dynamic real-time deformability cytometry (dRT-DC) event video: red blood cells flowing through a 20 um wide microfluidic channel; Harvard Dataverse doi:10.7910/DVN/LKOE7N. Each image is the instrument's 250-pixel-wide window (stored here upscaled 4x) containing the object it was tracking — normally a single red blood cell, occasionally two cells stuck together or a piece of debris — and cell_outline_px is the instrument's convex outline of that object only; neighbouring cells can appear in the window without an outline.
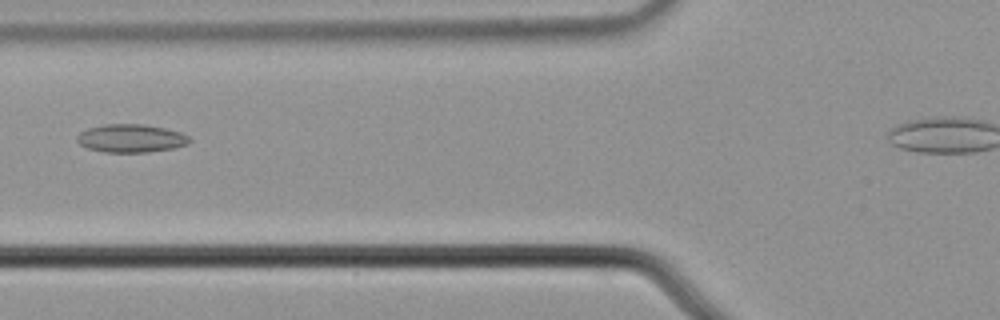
{"species": "common noctule bat (a hibernating species)", "species_latin": "Nyctalus noctula", "temperature_condition": "cold", "stored_images_in_passage": 3, "camera_frame_rate_fps": 3000, "um_per_image_px": 0.085, "animal": {"sex": "male", "body_mass_g": 21.5, "forearm_length_mm": 52.0}, "frame": {"image": 1, "passage_image": 3, "time_ms": 0.667, "image_size_px": [1000, 320], "cell_outline_px": [[192, 140], [188, 144], [176, 148], [148, 152], [104, 152], [88, 148], [80, 144], [76, 140], [76, 136], [80, 132], [88, 128], [104, 124], [144, 124], [164, 128], [180, 132], [188, 136]], "centroid_in_image_um": [11.14, 11.76], "position_along_channel_um": 114.7, "area_um2": 18.55}}